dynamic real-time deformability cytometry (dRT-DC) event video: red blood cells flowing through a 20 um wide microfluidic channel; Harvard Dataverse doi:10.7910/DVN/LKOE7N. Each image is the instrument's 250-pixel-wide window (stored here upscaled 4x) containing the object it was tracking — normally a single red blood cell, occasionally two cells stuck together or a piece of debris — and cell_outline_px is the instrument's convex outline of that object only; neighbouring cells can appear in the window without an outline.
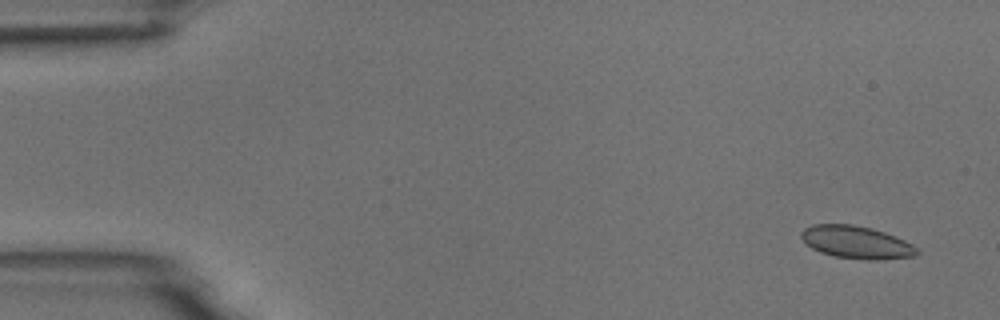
{"species": "common noctule bat (a hibernating species)", "species_latin": "Nyctalus noctula", "temperature_condition": "room temperature", "stored_images_in_passage": 4, "camera_frame_rate_fps": 3000, "um_per_image_px": 0.085, "animal": {"sex": "male", "body_mass_g": 18.8}, "frame": {"image": 1, "passage_image": 1, "time_ms": 0.0, "image_size_px": [1000, 320], "cell_outline_px": [[920, 252], [916, 256], [884, 260], [864, 260], [832, 256], [820, 252], [812, 248], [800, 236], [800, 232], [804, 228], [812, 224], [852, 224], [872, 228], [896, 236], [920, 248]], "centroid_in_image_um": [72.84, 20.6], "position_along_channel_um": 12.2, "area_um2": 22.37}}
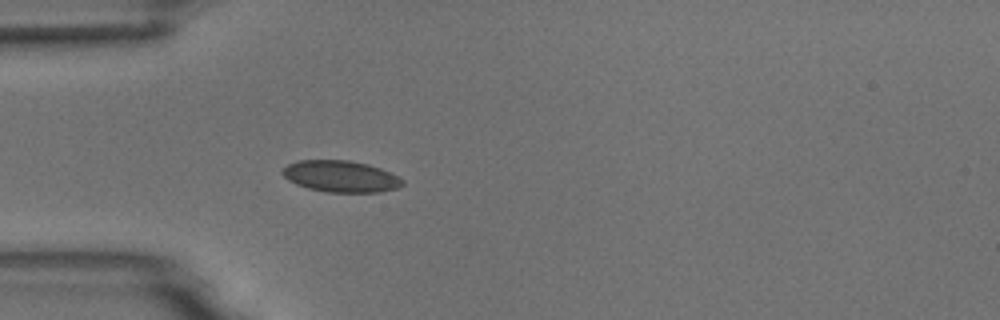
{"frame": {"image": 2, "passage_image": 4, "time_ms": 4.333, "image_size_px": [1000, 320], "cell_outline_px": [[404, 184], [396, 188], [380, 192], [328, 192], [308, 188], [296, 184], [288, 180], [280, 172], [288, 164], [300, 160], [348, 160], [368, 164], [380, 168], [404, 180]], "centroid_in_image_um": [28.95, 14.99], "position_along_channel_um": 56.1, "area_um2": 21.91}}